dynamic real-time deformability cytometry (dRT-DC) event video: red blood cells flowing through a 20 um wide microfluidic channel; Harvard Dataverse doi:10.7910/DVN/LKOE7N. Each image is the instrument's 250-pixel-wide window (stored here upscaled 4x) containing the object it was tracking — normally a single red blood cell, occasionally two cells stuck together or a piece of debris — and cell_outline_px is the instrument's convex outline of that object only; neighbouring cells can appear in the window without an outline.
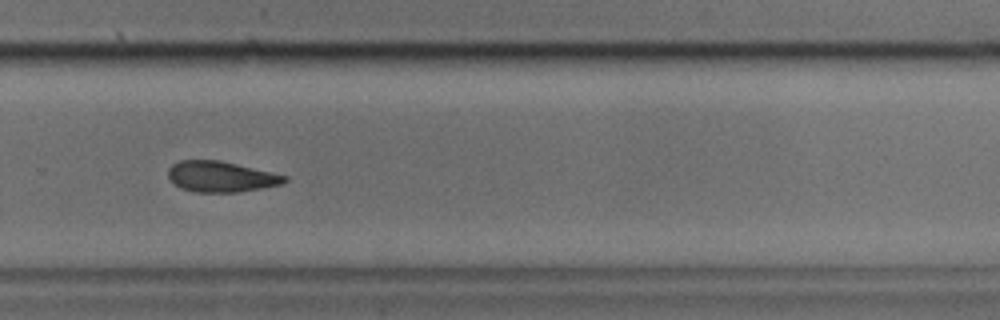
{"species": "common noctule bat (a hibernating species)", "species_latin": "Nyctalus noctula", "temperature_condition": "cold", "stored_images_in_passage": 30, "camera_frame_rate_fps": 3000, "um_per_image_px": 0.085, "animal": {"sex": "male", "body_mass_g": 17.9, "forearm_length_mm": 54.2}, "frame": {"image": 1, "passage_image": 18, "time_ms": 5.667, "image_size_px": [1000, 320], "cell_outline_px": [[288, 180], [280, 184], [240, 192], [196, 192], [180, 188], [168, 176], [168, 168], [172, 164], [180, 160], [220, 160], [272, 172], [288, 176]], "centroid_in_image_um": [18.77, 15.01], "position_along_channel_um": 311.0, "area_um2": 20.75}}